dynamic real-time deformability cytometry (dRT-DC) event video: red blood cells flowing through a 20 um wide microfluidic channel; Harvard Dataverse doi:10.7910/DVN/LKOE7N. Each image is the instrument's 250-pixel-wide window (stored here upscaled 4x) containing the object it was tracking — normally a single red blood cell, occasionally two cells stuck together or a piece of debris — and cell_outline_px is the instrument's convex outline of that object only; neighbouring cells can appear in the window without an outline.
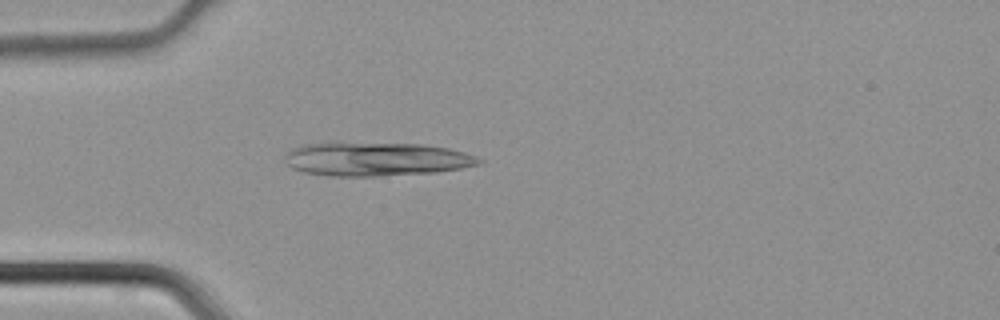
{"species": "common noctule bat (a hibernating species)", "species_latin": "Nyctalus noctula", "temperature_condition": "cold", "stored_images_in_passage": 33, "camera_frame_rate_fps": 3000, "um_per_image_px": 0.085, "animal": {"sex": "male", "body_mass_g": 21.5, "forearm_length_mm": 52.0}, "frame": {"image": 1, "passage_image": 1, "time_ms": 0.0, "image_size_px": [1000, 320], "cell_outline_px": [[484, 160], [480, 164], [460, 168], [436, 172], [376, 176], [328, 176], [304, 172], [292, 168], [284, 160], [284, 156], [292, 148], [304, 144], [328, 140], [416, 144], [448, 148], [464, 152], [476, 156]], "centroid_in_image_um": [31.88, 13.49], "position_along_channel_um": 53.1, "area_um2": 39.07}}
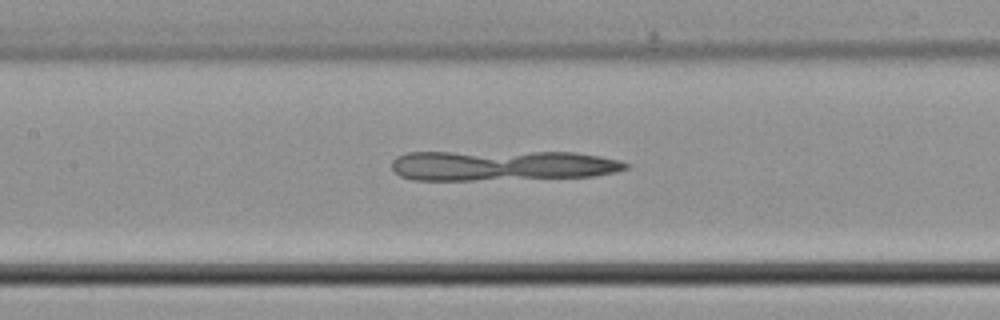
{"frame": {"image": 2, "passage_image": 9, "time_ms": 2.667, "image_size_px": [1000, 320], "cell_outline_px": [[632, 164], [628, 168], [616, 172], [592, 176], [472, 180], [412, 180], [400, 176], [392, 168], [392, 160], [396, 156], [408, 152], [576, 152], [600, 156], [620, 160]], "centroid_in_image_um": [42.68, 14.06], "position_along_channel_um": 164.7, "area_um2": 41.44}}
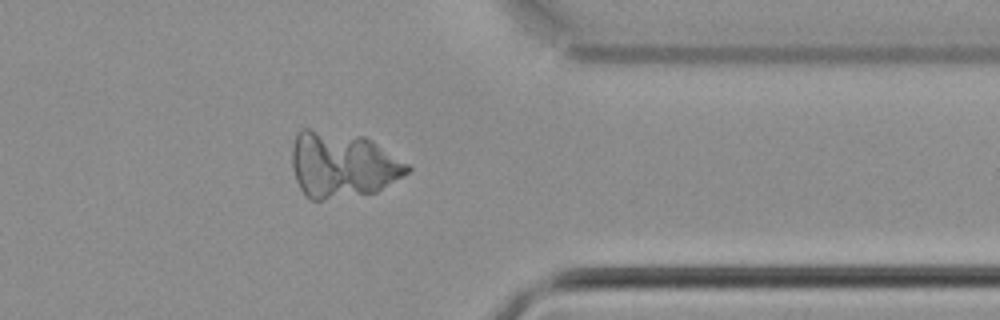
{"frame": {"image": 3, "passage_image": 24, "time_ms": 7.667, "image_size_px": [1000, 320], "cell_outline_px": [[412, 168], [408, 172], [376, 192], [320, 200], [312, 200], [304, 196], [296, 180], [292, 168], [292, 148], [296, 132], [300, 128], [308, 128], [364, 136], [372, 140], [408, 164]], "centroid_in_image_um": [29.06, 13.99], "position_along_channel_um": 382.3, "area_um2": 44.27}}